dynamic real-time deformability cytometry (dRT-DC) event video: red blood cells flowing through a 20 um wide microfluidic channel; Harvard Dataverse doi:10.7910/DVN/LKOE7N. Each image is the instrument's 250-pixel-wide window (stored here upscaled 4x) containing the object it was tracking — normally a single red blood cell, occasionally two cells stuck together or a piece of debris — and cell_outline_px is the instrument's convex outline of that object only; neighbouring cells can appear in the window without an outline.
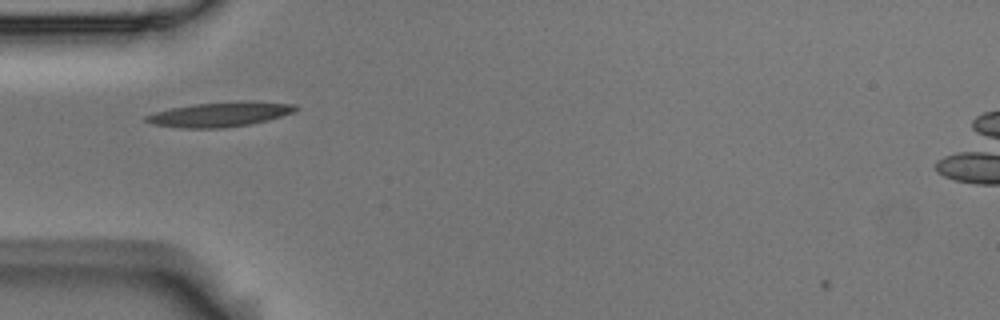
{"species": "Egyptian fruit bat (a non-hibernating species)", "species_latin": "Rousettus aegyptiacus", "temperature_condition": "room temperature", "stored_images_in_passage": 27, "camera_frame_rate_fps": 3000, "um_per_image_px": 0.085, "animal": {"sex": "male"}, "frame": {"image": 1, "passage_image": 3, "time_ms": 0.667, "image_size_px": [1000, 320], "cell_outline_px": [[300, 108], [296, 112], [268, 120], [248, 124], [224, 128], [180, 128], [152, 124], [144, 120], [144, 116], [156, 112], [172, 108], [196, 104], [240, 100], [252, 100], [296, 104]], "centroid_in_image_um": [18.77, 9.71], "position_along_channel_um": 66.2, "area_um2": 21.79}, "authors_computed_cell_mechanics": {"area_um2": 18.7272, "velocity_mm_per_s": 3.7528, "shape_relaxation_time_tau1_ms": 7.2581, "shape_relaxation_time_tau2_ms": 6.5541, "deformation_change_tau1": 0.1395, "deformation_change_tau2": 0.1722}}